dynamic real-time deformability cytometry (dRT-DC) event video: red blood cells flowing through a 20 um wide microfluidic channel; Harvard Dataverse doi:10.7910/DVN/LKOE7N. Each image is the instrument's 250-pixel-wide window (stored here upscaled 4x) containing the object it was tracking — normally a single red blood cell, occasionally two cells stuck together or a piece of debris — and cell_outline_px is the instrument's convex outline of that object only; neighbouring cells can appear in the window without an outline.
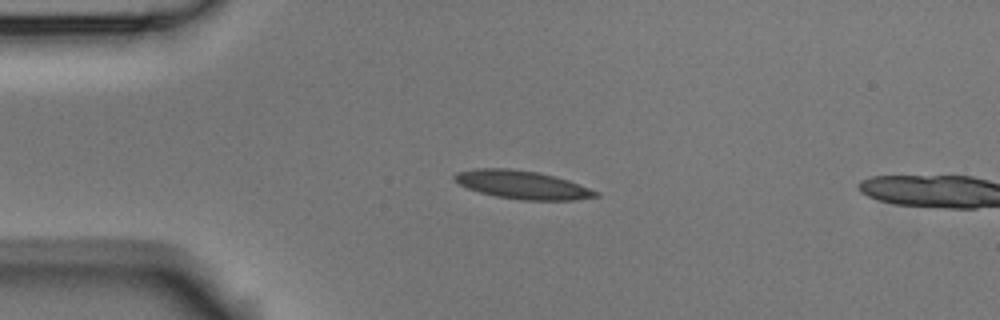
{"species": "Egyptian fruit bat (a non-hibernating species)", "species_latin": "Rousettus aegyptiacus", "temperature_condition": "room temperature", "stored_images_in_passage": 6, "camera_frame_rate_fps": 3000, "um_per_image_px": 0.085, "animal": {"sex": "male"}, "frame": {"image": 1, "passage_image": 4, "time_ms": 1.0, "image_size_px": [1000, 320], "cell_outline_px": [[600, 196], [576, 200], [520, 200], [496, 196], [480, 192], [468, 188], [460, 184], [452, 176], [456, 172], [476, 168], [512, 168], [536, 172], [568, 180], [600, 192]], "centroid_in_image_um": [44.41, 15.71], "position_along_channel_um": 40.6, "area_um2": 23.18}}